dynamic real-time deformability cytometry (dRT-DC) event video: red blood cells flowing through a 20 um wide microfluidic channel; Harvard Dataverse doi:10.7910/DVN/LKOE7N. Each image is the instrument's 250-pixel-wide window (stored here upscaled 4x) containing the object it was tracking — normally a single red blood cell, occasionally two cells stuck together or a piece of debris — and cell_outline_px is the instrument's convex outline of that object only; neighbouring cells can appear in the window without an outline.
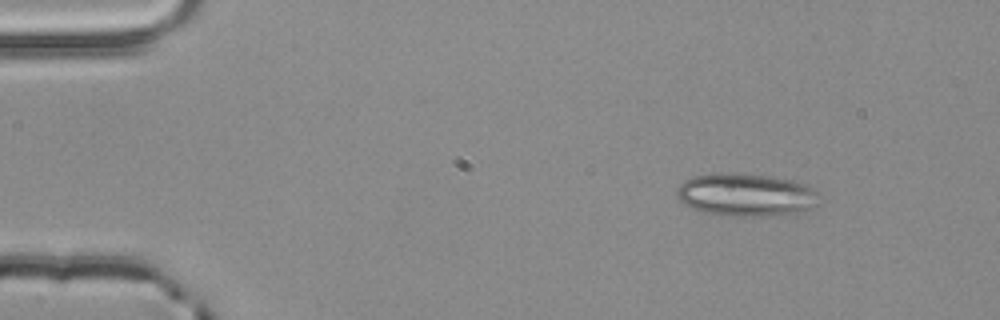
{"species": "common noctule bat (a hibernating species)", "species_latin": "Nyctalus noctula", "temperature_condition": "room temperature", "stored_images_in_passage": 3, "camera_frame_rate_fps": 3000, "um_per_image_px": 0.085, "animal": {"sex": "male", "body_mass_g": 20.4}, "frame": {"image": 1, "passage_image": 1, "time_ms": 0.0, "image_size_px": [1000, 320], "cell_outline_px": [[816, 204], [800, 212], [760, 216], [708, 216], [684, 204], [680, 200], [676, 192], [676, 188], [684, 180], [692, 176], [712, 172], [736, 172], [772, 176], [792, 180], [808, 184], [816, 192]], "centroid_in_image_um": [63.31, 16.54], "position_along_channel_um": 21.7, "area_um2": 36.18}}
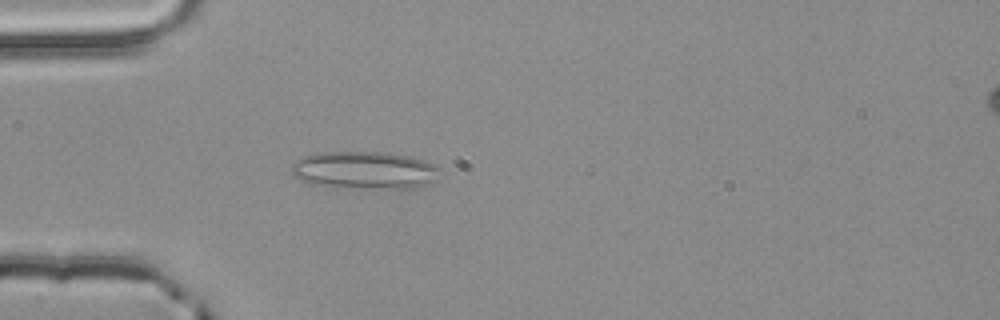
{"frame": {"image": 2, "passage_image": 3, "time_ms": 0.667, "image_size_px": [1000, 320], "cell_outline_px": [[440, 168], [432, 180], [424, 184], [404, 188], [312, 184], [300, 180], [292, 172], [292, 164], [296, 160], [304, 156], [324, 152], [388, 152], [408, 156], [424, 160], [436, 164]], "centroid_in_image_um": [30.97, 14.42], "position_along_channel_um": 54.0, "area_um2": 31.33}}